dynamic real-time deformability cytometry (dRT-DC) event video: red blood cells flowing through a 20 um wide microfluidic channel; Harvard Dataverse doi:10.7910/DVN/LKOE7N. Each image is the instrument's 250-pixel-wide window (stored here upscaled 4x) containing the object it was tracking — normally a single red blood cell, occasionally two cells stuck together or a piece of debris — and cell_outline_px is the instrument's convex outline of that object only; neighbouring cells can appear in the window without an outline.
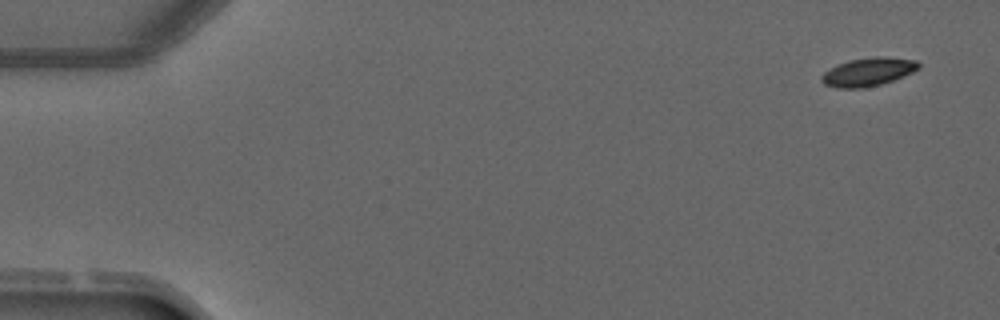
{"species": "common noctule bat (a hibernating species)", "species_latin": "Nyctalus noctula", "temperature_condition": "warm", "stored_images_in_passage": 5, "camera_frame_rate_fps": 3000, "um_per_image_px": 0.085, "animal": {"sex": "male", "forearm_length_mm": 52.5}, "frame": {"image": 1, "passage_image": 5, "time_ms": 5.667, "image_size_px": [1000, 320], "cell_outline_px": [[920, 68], [912, 72], [892, 80], [880, 84], [860, 88], [836, 88], [824, 84], [820, 80], [820, 76], [824, 72], [848, 60], [876, 56], [884, 56], [916, 60], [920, 64]], "centroid_in_image_um": [73.78, 6.1], "position_along_channel_um": 11.2, "area_um2": 15.9}}